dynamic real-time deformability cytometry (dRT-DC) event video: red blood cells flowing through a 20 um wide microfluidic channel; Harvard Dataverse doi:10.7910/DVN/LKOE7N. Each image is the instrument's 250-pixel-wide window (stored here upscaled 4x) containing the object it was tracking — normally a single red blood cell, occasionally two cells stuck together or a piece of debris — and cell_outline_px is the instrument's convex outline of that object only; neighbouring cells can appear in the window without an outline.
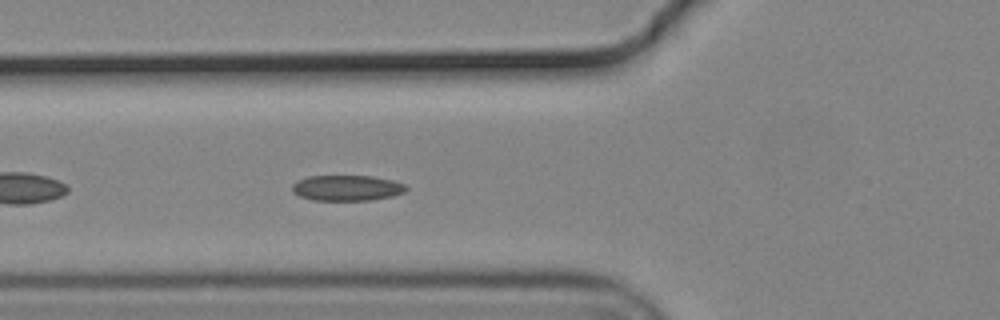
{"species": "common noctule bat (a hibernating species)", "species_latin": "Nyctalus noctula", "temperature_condition": "cold", "stored_images_in_passage": 31, "camera_frame_rate_fps": 3000, "um_per_image_px": 0.085, "animal": {"sex": "male", "body_mass_g": 19.2, "forearm_length_mm": 51.8}, "frame": {"image": 1, "passage_image": 6, "time_ms": 1.667, "image_size_px": [1000, 320], "cell_outline_px": [[408, 188], [404, 192], [392, 196], [372, 200], [312, 200], [300, 196], [292, 192], [292, 184], [296, 180], [308, 176], [372, 176], [392, 180], [404, 184]], "centroid_in_image_um": [29.46, 15.97], "position_along_channel_um": 96.3, "area_um2": 17.05}}
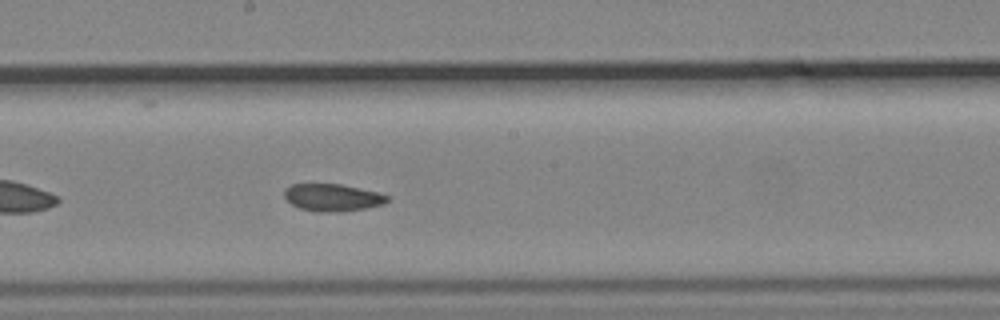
{"frame": {"image": 2, "passage_image": 16, "time_ms": 5.0, "image_size_px": [1000, 320], "cell_outline_px": [[392, 196], [384, 204], [364, 208], [332, 212], [316, 212], [300, 208], [292, 204], [284, 196], [284, 188], [292, 184], [340, 184], [380, 192]], "centroid_in_image_um": [28.28, 16.78], "position_along_channel_um": 219.9, "area_um2": 16.42}}
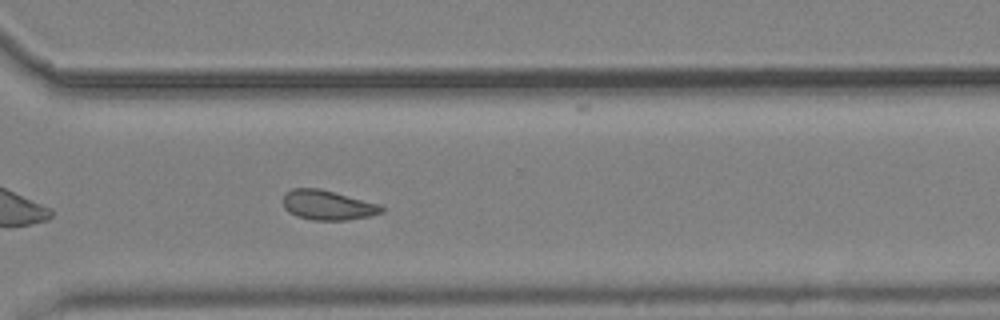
{"frame": {"image": 3, "passage_image": 26, "time_ms": 8.333, "image_size_px": [1000, 320], "cell_outline_px": [[384, 212], [372, 216], [348, 220], [312, 220], [296, 216], [288, 212], [284, 208], [284, 196], [292, 188], [320, 188], [380, 204], [384, 208]], "centroid_in_image_um": [27.89, 17.44], "position_along_channel_um": 342.7, "area_um2": 17.17}, "authors_computed_cell_mechanics": {"area_um2": 17.051, "velocity_mm_per_s": 3.696, "shape_relaxation_time_tau1_ms": 6.3244, "shape_relaxation_time_tau2_ms": 2.357, "deformation_change_tau1": 0.1171, "deformation_change_tau2": 0.0724}}